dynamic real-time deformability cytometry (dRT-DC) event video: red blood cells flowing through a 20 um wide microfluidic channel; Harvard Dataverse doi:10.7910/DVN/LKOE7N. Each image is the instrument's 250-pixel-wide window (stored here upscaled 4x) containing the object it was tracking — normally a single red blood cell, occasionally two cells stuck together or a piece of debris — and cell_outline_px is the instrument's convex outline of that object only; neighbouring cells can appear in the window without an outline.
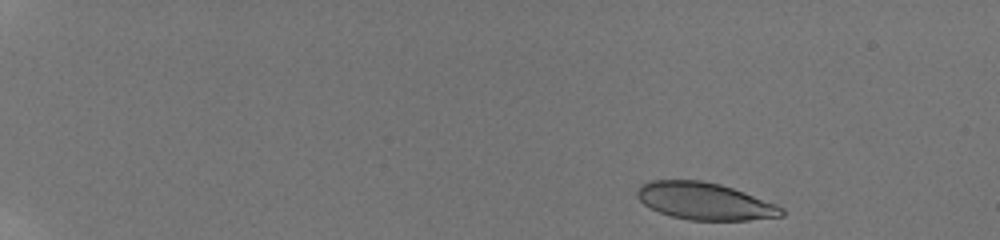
{"species": "human", "species_latin": "Homo sapiens", "temperature_condition": "room temperature", "stored_images_in_passage": 52, "camera_frame_rate_fps": 3000, "um_per_image_px": 0.085, "donor": {"sex": "male"}, "frame": {"image": 1, "passage_image": 2, "time_ms": 0.333, "image_size_px": [1000, 240], "cell_outline_px": [[784, 216], [748, 220], [688, 220], [672, 216], [660, 212], [644, 204], [636, 196], [636, 192], [640, 184], [652, 180], [700, 180], [720, 184], [744, 192], [776, 204], [784, 208]], "centroid_in_image_um": [59.9, 17.1], "position_along_channel_um": 25.1, "area_um2": 31.21}}
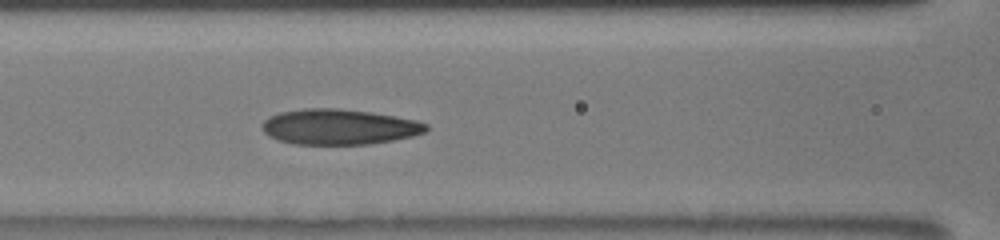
{"frame": {"image": 2, "passage_image": 23, "time_ms": 7.0, "image_size_px": [1000, 240], "cell_outline_px": [[428, 128], [424, 132], [412, 136], [392, 140], [368, 144], [292, 144], [268, 136], [264, 132], [260, 124], [268, 116], [280, 112], [304, 108], [340, 108], [368, 112], [416, 120], [428, 124]], "centroid_in_image_um": [28.77, 10.78], "position_along_channel_um": 137.8, "area_um2": 33.81}}
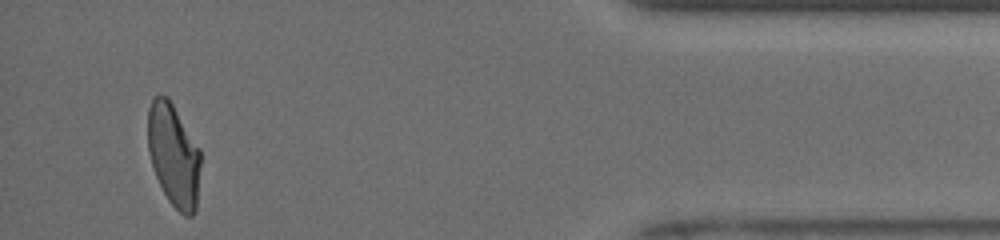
{"frame": {"image": 3, "passage_image": 51, "time_ms": 15.333, "image_size_px": [1000, 240], "cell_outline_px": [[200, 164], [196, 212], [192, 216], [184, 216], [168, 200], [156, 176], [148, 152], [148, 108], [152, 100], [156, 96], [168, 96], [200, 148]], "centroid_in_image_um": [14.77, 13.19], "position_along_channel_um": 420.4, "area_um2": 31.56}, "authors_computed_cell_mechanics": {"area_um2": 32.9749, "velocity_mm_per_s": 3.9362, "shape_relaxation_time_tau1_ms": null, "shape_relaxation_time_tau2_ms": 1.4884, "deformation_change_tau1": null, "deformation_change_tau2": 0.0814}}